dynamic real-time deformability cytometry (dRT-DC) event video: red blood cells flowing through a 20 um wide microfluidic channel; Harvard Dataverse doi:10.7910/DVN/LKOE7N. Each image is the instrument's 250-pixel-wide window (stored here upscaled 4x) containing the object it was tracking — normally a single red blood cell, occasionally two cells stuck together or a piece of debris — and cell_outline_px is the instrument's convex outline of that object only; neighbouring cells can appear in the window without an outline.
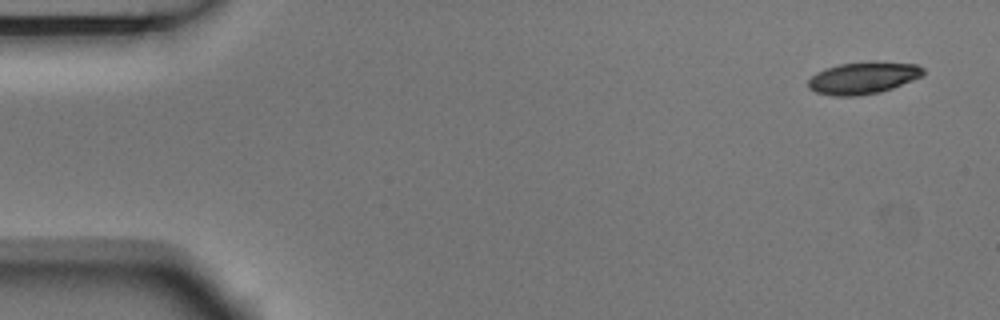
{"species": "Egyptian fruit bat (a non-hibernating species)", "species_latin": "Rousettus aegyptiacus", "temperature_condition": "room temperature", "stored_images_in_passage": 5, "camera_frame_rate_fps": 3000, "um_per_image_px": 0.085, "animal": {"sex": "male"}, "frame": {"image": 1, "passage_image": 1, "time_ms": 0.0, "image_size_px": [1000, 320], "cell_outline_px": [[924, 76], [892, 88], [880, 92], [860, 96], [832, 96], [816, 92], [808, 88], [808, 80], [816, 72], [824, 68], [840, 64], [872, 60], [876, 60], [916, 64], [924, 68]], "centroid_in_image_um": [73.38, 6.61], "position_along_channel_um": 11.6, "area_um2": 21.96}}
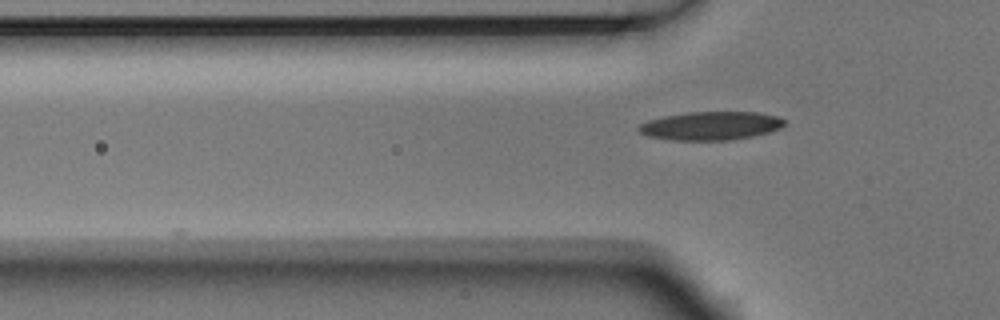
{"frame": {"image": 2, "passage_image": 5, "time_ms": 1.333, "image_size_px": [1000, 320], "cell_outline_px": [[784, 124], [780, 128], [768, 132], [752, 136], [732, 140], [672, 140], [648, 136], [640, 132], [636, 128], [640, 124], [648, 120], [664, 116], [688, 112], [760, 112], [776, 116], [784, 120]], "centroid_in_image_um": [60.39, 10.69], "position_along_channel_um": 65.4, "area_um2": 24.1}}